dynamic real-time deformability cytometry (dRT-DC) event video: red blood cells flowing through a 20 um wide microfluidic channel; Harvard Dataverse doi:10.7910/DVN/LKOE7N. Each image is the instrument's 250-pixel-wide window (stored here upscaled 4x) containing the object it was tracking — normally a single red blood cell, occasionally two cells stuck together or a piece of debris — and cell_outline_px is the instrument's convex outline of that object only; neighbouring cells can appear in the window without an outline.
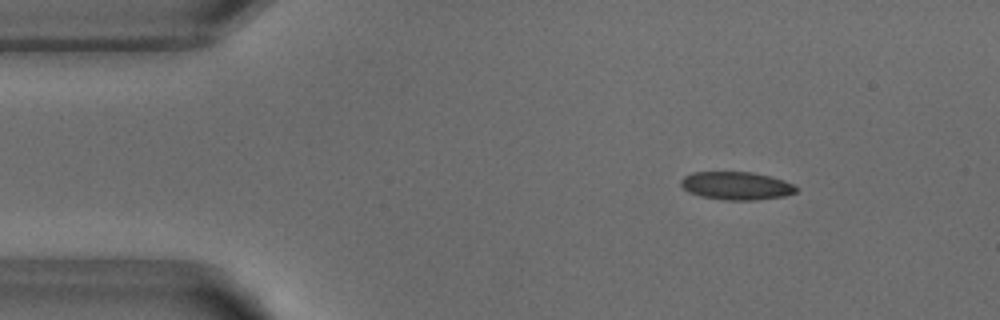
{"species": "common noctule bat (a hibernating species)", "species_latin": "Nyctalus noctula", "temperature_condition": "warm", "stored_images_in_passage": 51, "camera_frame_rate_fps": 3000, "um_per_image_px": 0.085, "animal": {"sex": "male", "body_mass_g": 18.8}, "frame": {"image": 1, "passage_image": 7, "time_ms": 2.0, "image_size_px": [1000, 320], "cell_outline_px": [[796, 192], [784, 196], [756, 200], [724, 200], [700, 196], [688, 192], [680, 184], [680, 180], [684, 176], [692, 172], [752, 172], [784, 180], [792, 184], [796, 188]], "centroid_in_image_um": [62.55, 15.79], "position_along_channel_um": 22.4, "area_um2": 18.79}}
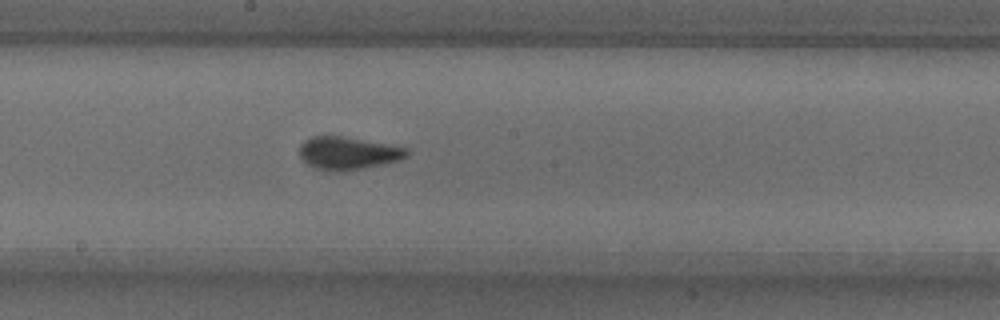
{"frame": {"image": 2, "passage_image": 27, "time_ms": 8.667, "image_size_px": [1000, 320], "cell_outline_px": [[408, 156], [400, 160], [384, 164], [344, 172], [332, 172], [316, 168], [308, 164], [300, 156], [300, 144], [304, 140], [312, 136], [340, 136], [408, 148]], "centroid_in_image_um": [29.57, 13.04], "position_along_channel_um": 218.6, "area_um2": 20.46}}
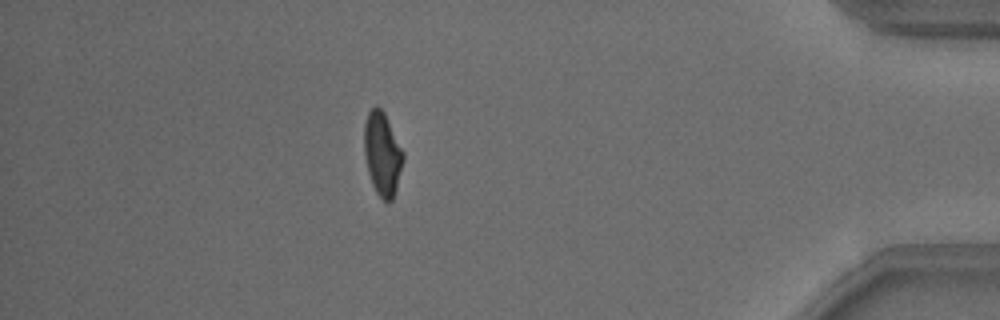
{"frame": {"image": 3, "passage_image": 45, "time_ms": 14.667, "image_size_px": [1000, 320], "cell_outline_px": [[404, 160], [396, 188], [392, 200], [388, 204], [376, 192], [372, 184], [368, 172], [364, 152], [364, 124], [368, 112], [376, 104], [384, 112], [404, 152]], "centroid_in_image_um": [32.5, 13.07], "position_along_channel_um": 402.7, "area_um2": 18.96}, "authors_computed_cell_mechanics": {"area_um2": 19.5942, "velocity_mm_per_s": 3.8813, "shape_relaxation_time_tau1_ms": 2.7939, "shape_relaxation_time_tau2_ms": null, "deformation_change_tau1": 0.1442, "deformation_change_tau2": null}}